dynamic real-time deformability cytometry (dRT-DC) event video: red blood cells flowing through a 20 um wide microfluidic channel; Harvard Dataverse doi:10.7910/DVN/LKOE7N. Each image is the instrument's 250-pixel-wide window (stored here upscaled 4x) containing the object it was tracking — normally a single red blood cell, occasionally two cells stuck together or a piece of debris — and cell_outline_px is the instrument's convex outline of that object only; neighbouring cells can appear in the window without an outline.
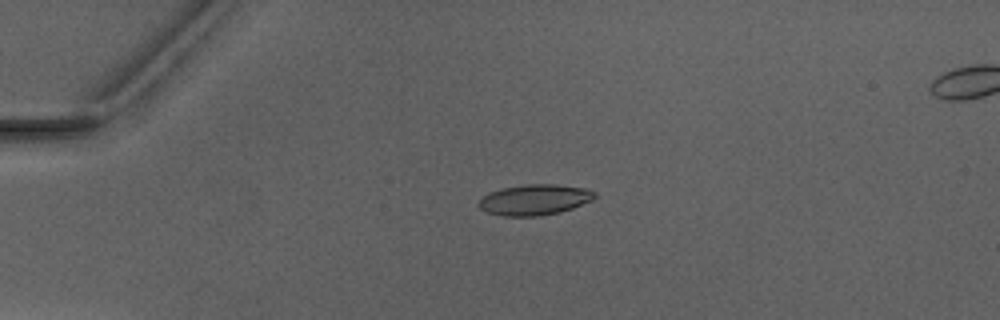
{"species": "Egyptian fruit bat (a non-hibernating species)", "species_latin": "Rousettus aegyptiacus", "temperature_condition": "warm", "stored_images_in_passage": 6, "camera_frame_rate_fps": 3000, "um_per_image_px": 0.085, "animal": {"sex": "male"}, "frame": {"image": 1, "passage_image": 6, "time_ms": 7.333, "image_size_px": [1000, 320], "cell_outline_px": [[596, 196], [592, 200], [572, 208], [560, 212], [540, 216], [504, 216], [488, 212], [480, 208], [476, 204], [484, 196], [500, 188], [524, 184], [556, 184], [584, 188], [596, 192]], "centroid_in_image_um": [45.44, 16.97], "position_along_channel_um": 39.6, "area_um2": 20.69}}